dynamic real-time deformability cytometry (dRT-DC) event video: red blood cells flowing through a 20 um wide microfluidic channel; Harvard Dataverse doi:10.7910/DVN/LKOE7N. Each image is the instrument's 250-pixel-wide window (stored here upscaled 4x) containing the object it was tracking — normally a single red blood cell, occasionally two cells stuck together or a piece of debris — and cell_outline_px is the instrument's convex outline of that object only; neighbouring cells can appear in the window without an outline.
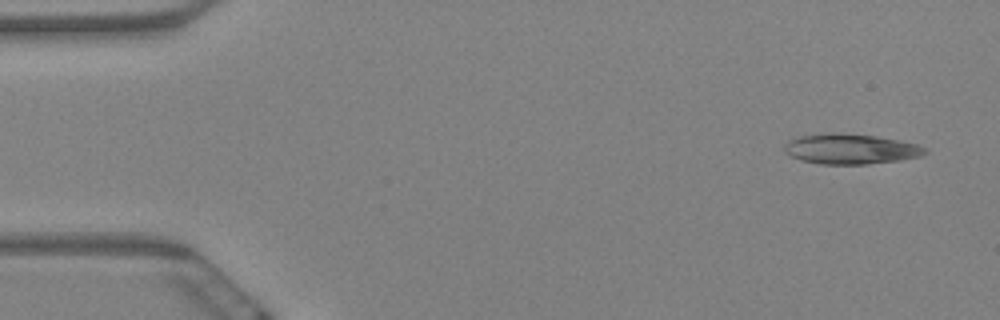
{"species": "Egyptian fruit bat (a non-hibernating species)", "species_latin": "Rousettus aegyptiacus", "temperature_condition": "warm", "stored_images_in_passage": 5, "camera_frame_rate_fps": 3000, "um_per_image_px": 0.085, "animal": {"sex": "female"}, "frame": {"image": 1, "passage_image": 1, "time_ms": 0.0, "image_size_px": [1000, 320], "cell_outline_px": [[928, 152], [920, 156], [900, 160], [868, 164], [820, 164], [800, 160], [784, 152], [784, 144], [788, 140], [796, 136], [832, 132], [836, 132], [876, 136], [900, 140], [916, 144], [924, 148]], "centroid_in_image_um": [72.25, 12.65], "position_along_channel_um": 12.7, "area_um2": 24.91}}
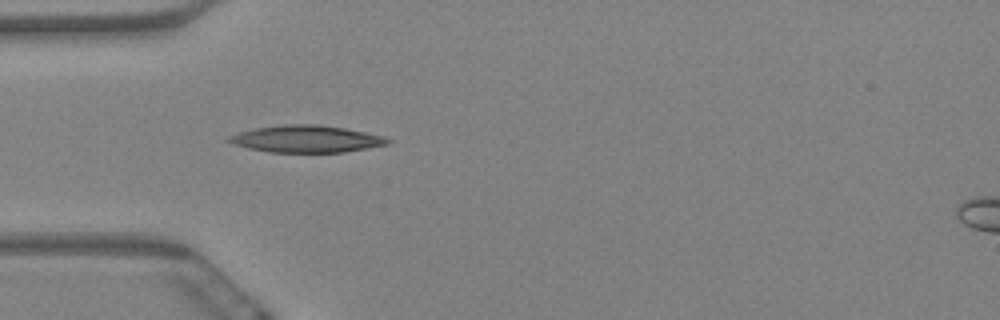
{"frame": {"image": 2, "passage_image": 5, "time_ms": 1.333, "image_size_px": [1000, 320], "cell_outline_px": [[392, 140], [388, 144], [344, 152], [268, 152], [248, 148], [232, 144], [224, 140], [228, 136], [240, 132], [256, 128], [284, 124], [316, 124], [344, 128], [384, 136]], "centroid_in_image_um": [26.0, 11.81], "position_along_channel_um": 59.0, "area_um2": 24.97}}